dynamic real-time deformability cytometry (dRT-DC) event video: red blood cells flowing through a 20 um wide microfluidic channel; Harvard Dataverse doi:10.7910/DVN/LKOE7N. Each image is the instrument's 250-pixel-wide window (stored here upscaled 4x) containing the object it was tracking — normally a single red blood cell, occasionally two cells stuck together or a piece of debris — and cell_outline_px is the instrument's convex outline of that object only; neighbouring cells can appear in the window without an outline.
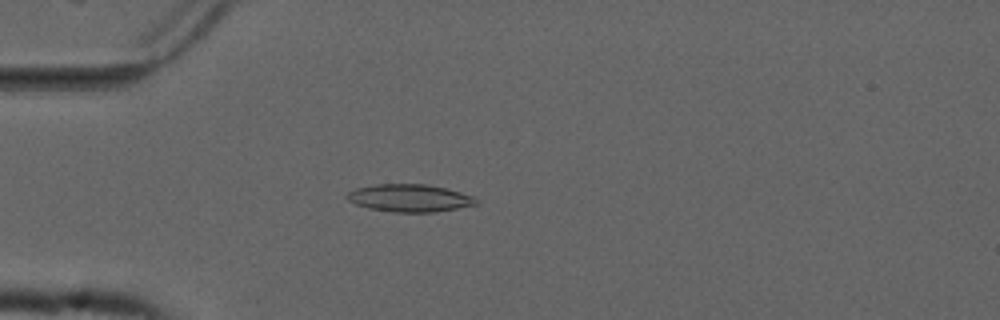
{"species": "common noctule bat (a hibernating species)", "species_latin": "Nyctalus noctula", "temperature_condition": "cold", "stored_images_in_passage": 49, "camera_frame_rate_fps": 3000, "um_per_image_px": 0.085, "animal": {"sex": "male", "forearm_length_mm": 52.5}, "frame": {"image": 1, "passage_image": 10, "time_ms": 3.0, "image_size_px": [1000, 320], "cell_outline_px": [[480, 204], [436, 212], [392, 212], [368, 208], [356, 204], [348, 200], [344, 196], [348, 192], [356, 188], [376, 184], [428, 184], [460, 192], [472, 196]], "centroid_in_image_um": [34.8, 16.83], "position_along_channel_um": 50.2, "area_um2": 20.75}}
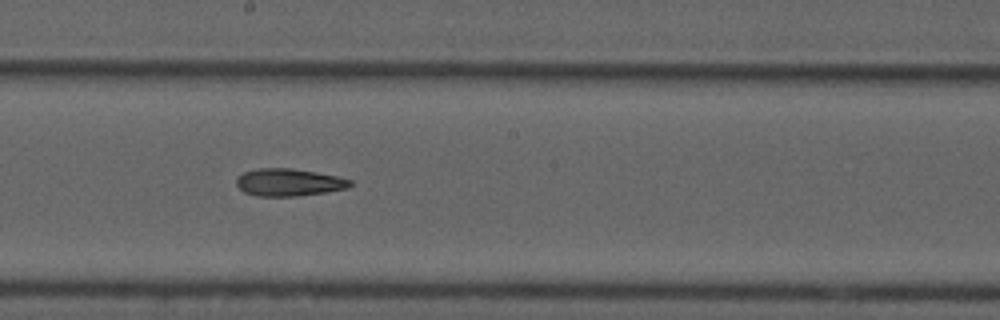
{"frame": {"image": 2, "passage_image": 25, "time_ms": 8.0, "image_size_px": [1000, 320], "cell_outline_px": [[352, 184], [348, 188], [324, 192], [296, 196], [256, 196], [244, 192], [236, 184], [236, 176], [244, 172], [256, 168], [292, 168], [316, 172], [336, 176], [352, 180]], "centroid_in_image_um": [24.52, 15.49], "position_along_channel_um": 223.7, "area_um2": 18.21}}
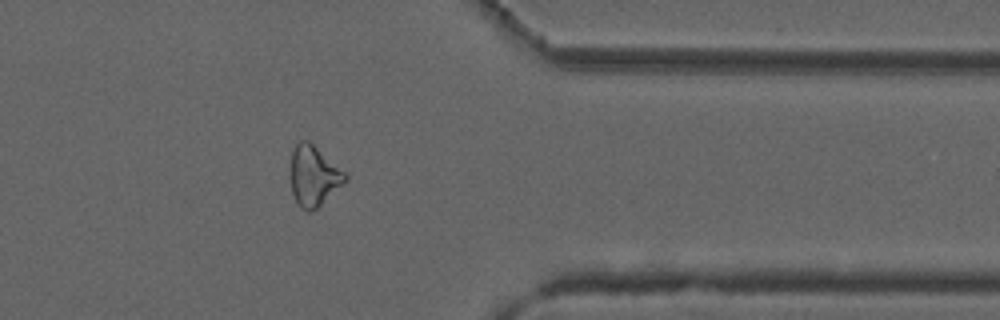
{"frame": {"image": 3, "passage_image": 39, "time_ms": 12.667, "image_size_px": [1000, 320], "cell_outline_px": [[348, 176], [344, 184], [316, 208], [308, 212], [300, 208], [292, 192], [288, 176], [288, 172], [292, 152], [296, 144], [300, 140], [308, 140], [344, 172]], "centroid_in_image_um": [26.61, 14.96], "position_along_channel_um": 384.8, "area_um2": 19.25}, "authors_computed_cell_mechanics": {"area_um2": 19.4208, "velocity_mm_per_s": 3.7338, "shape_relaxation_time_tau1_ms": 9.1973, "shape_relaxation_time_tau2_ms": 9.9436, "deformation_change_tau1": 0.1631, "deformation_change_tau2": 0.2385}}